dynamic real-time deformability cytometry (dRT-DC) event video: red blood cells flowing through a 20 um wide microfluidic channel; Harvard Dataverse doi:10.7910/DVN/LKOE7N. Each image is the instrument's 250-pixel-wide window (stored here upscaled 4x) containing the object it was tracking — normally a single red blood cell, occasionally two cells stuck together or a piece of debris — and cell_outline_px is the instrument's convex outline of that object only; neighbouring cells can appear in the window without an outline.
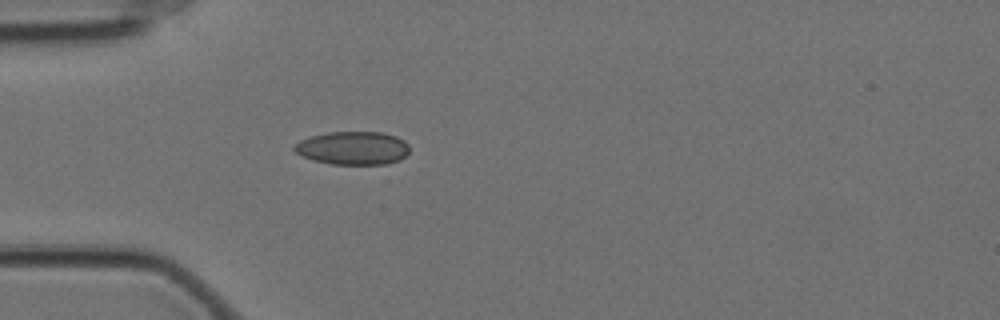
{"species": "Egyptian fruit bat (a non-hibernating species)", "species_latin": "Rousettus aegyptiacus", "temperature_condition": "cold", "stored_images_in_passage": 42, "camera_frame_rate_fps": 3000, "um_per_image_px": 0.085, "animal": {"sex": "female"}, "frame": {"image": 1, "passage_image": 1, "time_ms": 0.0, "image_size_px": [1000, 320], "cell_outline_px": [[408, 152], [400, 160], [388, 164], [332, 164], [312, 160], [300, 156], [292, 148], [300, 140], [312, 136], [328, 132], [380, 132], [396, 136], [404, 140], [408, 144]], "centroid_in_image_um": [29.99, 12.59], "position_along_channel_um": 55.0, "area_um2": 22.37}}
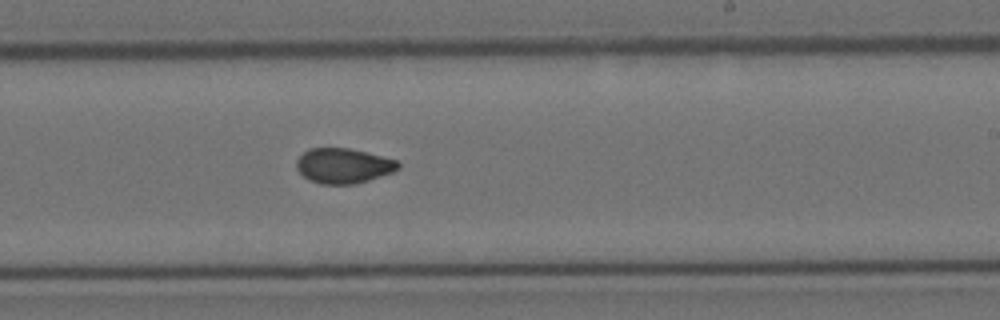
{"frame": {"image": 2, "passage_image": 19, "time_ms": 6.0, "image_size_px": [1000, 320], "cell_outline_px": [[400, 168], [392, 172], [356, 184], [320, 184], [308, 180], [296, 168], [296, 160], [308, 148], [348, 148], [396, 160], [400, 164]], "centroid_in_image_um": [29.15, 14.1], "position_along_channel_um": 259.8, "area_um2": 20.63}}
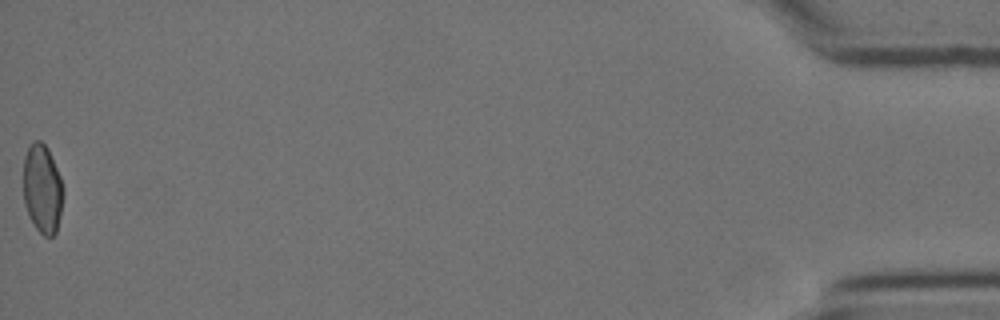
{"frame": {"image": 3, "passage_image": 42, "time_ms": 13.667, "image_size_px": [1000, 320], "cell_outline_px": [[64, 192], [56, 232], [52, 236], [44, 236], [36, 228], [28, 216], [24, 204], [24, 156], [32, 140], [40, 140], [48, 148], [60, 176], [64, 188]], "centroid_in_image_um": [3.6, 16.03], "position_along_channel_um": 431.6, "area_um2": 20.69}, "authors_computed_cell_mechanics": {"area_um2": 21.1259, "velocity_mm_per_s": 3.5236, "shape_relaxation_time_tau1_ms": 9.1594, "shape_relaxation_time_tau2_ms": 1.2465, "deformation_change_tau1": 0.1588, "deformation_change_tau2": 0.0404}}